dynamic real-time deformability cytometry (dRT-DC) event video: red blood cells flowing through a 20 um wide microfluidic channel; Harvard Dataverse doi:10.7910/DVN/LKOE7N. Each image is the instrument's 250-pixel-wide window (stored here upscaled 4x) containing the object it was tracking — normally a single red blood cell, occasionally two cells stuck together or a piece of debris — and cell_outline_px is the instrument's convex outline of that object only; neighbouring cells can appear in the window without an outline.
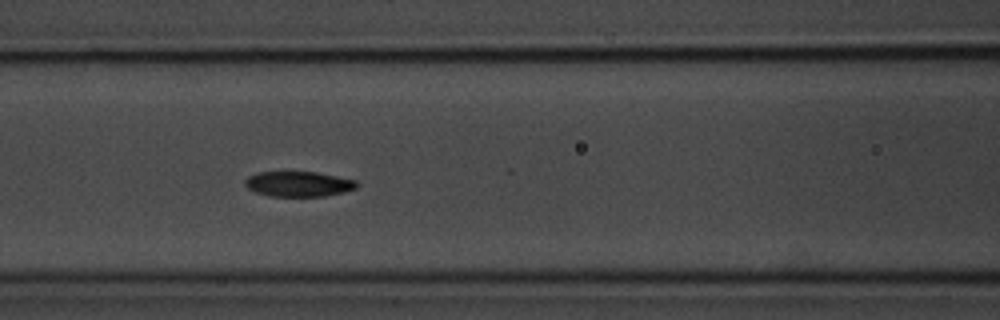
{"species": "common noctule bat (a hibernating species)", "species_latin": "Nyctalus noctula", "temperature_condition": "room temperature", "stored_images_in_passage": 9, "camera_frame_rate_fps": 3000, "um_per_image_px": 0.085, "animal": {"sex": "male", "body_mass_g": 20.1, "forearm_length_mm": 53.5}, "frame": {"image": 1, "passage_image": 7, "time_ms": 7.667, "image_size_px": [1000, 320], "cell_outline_px": [[360, 184], [356, 188], [344, 192], [324, 196], [268, 196], [256, 192], [248, 188], [244, 184], [244, 180], [248, 176], [256, 172], [316, 172], [356, 180]], "centroid_in_image_um": [25.37, 15.63], "position_along_channel_um": 141.2, "area_um2": 16.47}}
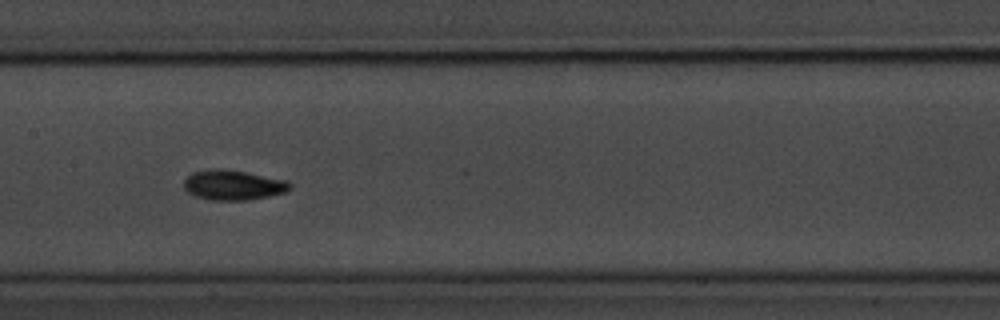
{"frame": {"image": 2, "passage_image": 8, "time_ms": 9.0, "image_size_px": [1000, 320], "cell_outline_px": [[292, 188], [284, 192], [252, 200], [212, 200], [196, 196], [188, 192], [184, 188], [184, 180], [192, 172], [216, 168], [220, 168], [244, 172], [288, 180], [292, 184]], "centroid_in_image_um": [19.83, 15.73], "position_along_channel_um": 187.6, "area_um2": 18.5}}